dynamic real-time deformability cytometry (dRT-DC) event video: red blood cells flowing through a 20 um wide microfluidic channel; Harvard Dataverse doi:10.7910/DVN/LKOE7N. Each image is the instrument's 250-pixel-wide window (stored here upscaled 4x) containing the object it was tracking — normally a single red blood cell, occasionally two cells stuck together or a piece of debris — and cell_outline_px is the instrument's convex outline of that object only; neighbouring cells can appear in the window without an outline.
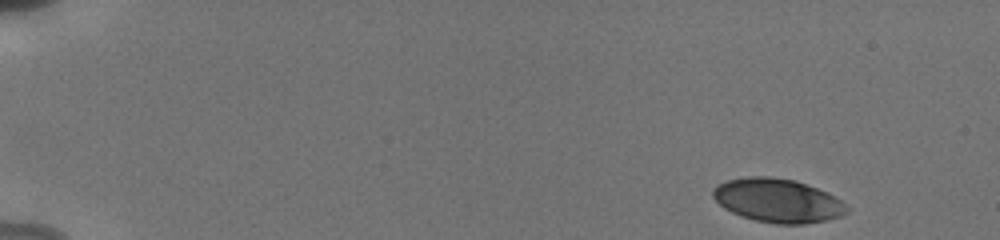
{"species": "human", "species_latin": "Homo sapiens", "temperature_condition": "cold", "stored_images_in_passage": 46, "camera_frame_rate_fps": 3000, "um_per_image_px": 0.085, "donor": {"sex": "male"}, "frame": {"image": 1, "passage_image": 1, "time_ms": 0.0, "image_size_px": [1000, 240], "cell_outline_px": [[848, 212], [840, 216], [824, 220], [804, 224], [776, 224], [756, 220], [732, 212], [724, 208], [712, 196], [712, 188], [728, 180], [748, 176], [768, 176], [796, 180], [816, 188], [840, 200], [848, 208]], "centroid_in_image_um": [66.08, 17.04], "position_along_channel_um": 18.9, "area_um2": 33.7}}
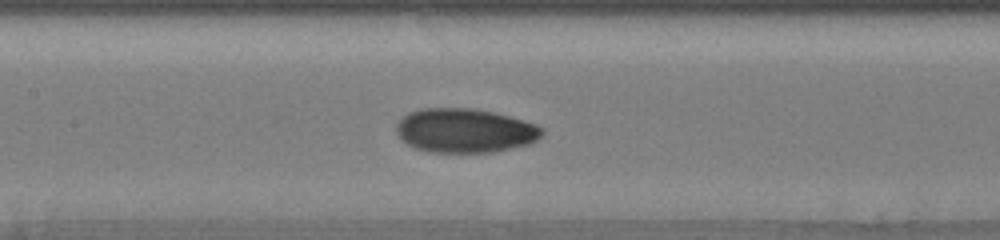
{"frame": {"image": 2, "passage_image": 17, "time_ms": 7.667, "image_size_px": [1000, 240], "cell_outline_px": [[544, 132], [536, 140], [528, 144], [512, 148], [492, 152], [432, 152], [416, 148], [408, 144], [396, 132], [396, 124], [408, 112], [420, 108], [472, 108], [492, 112], [524, 120], [536, 124], [544, 128]], "centroid_in_image_um": [39.52, 11.09], "position_along_channel_um": 167.9, "area_um2": 37.34}}
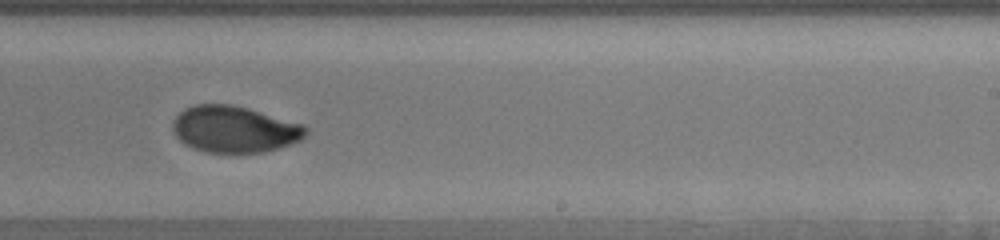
{"frame": {"image": 3, "passage_image": 22, "time_ms": 10.333, "image_size_px": [1000, 240], "cell_outline_px": [[308, 132], [300, 140], [264, 152], [208, 152], [192, 148], [184, 144], [176, 136], [172, 128], [172, 124], [176, 116], [184, 108], [192, 104], [232, 104], [248, 108], [304, 124], [308, 128]], "centroid_in_image_um": [19.91, 10.97], "position_along_channel_um": 269.1, "area_um2": 36.07}, "authors_computed_cell_mechanics": {"area_um2": 35.3158, "velocity_mm_per_s": 3.8197, "shape_relaxation_time_tau1_ms": 8.6976, "shape_relaxation_time_tau2_ms": 0.9364, "deformation_change_tau1": 0.2099, "deformation_change_tau2": 0.0376}}